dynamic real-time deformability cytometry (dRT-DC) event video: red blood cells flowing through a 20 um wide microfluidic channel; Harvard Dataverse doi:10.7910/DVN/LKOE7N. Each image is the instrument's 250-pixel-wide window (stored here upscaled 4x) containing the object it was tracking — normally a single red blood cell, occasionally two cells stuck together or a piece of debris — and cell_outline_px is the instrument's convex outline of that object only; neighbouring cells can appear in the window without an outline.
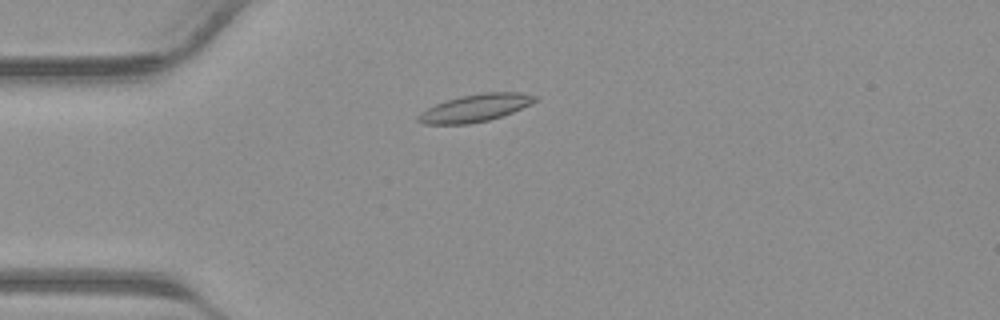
{"species": "common noctule bat (a hibernating species)", "species_latin": "Nyctalus noctula", "temperature_condition": "warm", "stored_images_in_passage": 34, "camera_frame_rate_fps": 3000, "um_per_image_px": 0.085, "animal": {"sex": "male", "body_mass_g": 23.1, "forearm_length_mm": 52.7}, "frame": {"image": 1, "passage_image": 3, "time_ms": 0.667, "image_size_px": [1000, 320], "cell_outline_px": [[540, 100], [532, 104], [512, 112], [488, 120], [468, 124], [424, 124], [416, 120], [416, 116], [428, 108], [444, 100], [460, 96], [484, 92], [520, 92], [540, 96]], "centroid_in_image_um": [40.44, 9.16], "position_along_channel_um": 44.6, "area_um2": 18.84}}
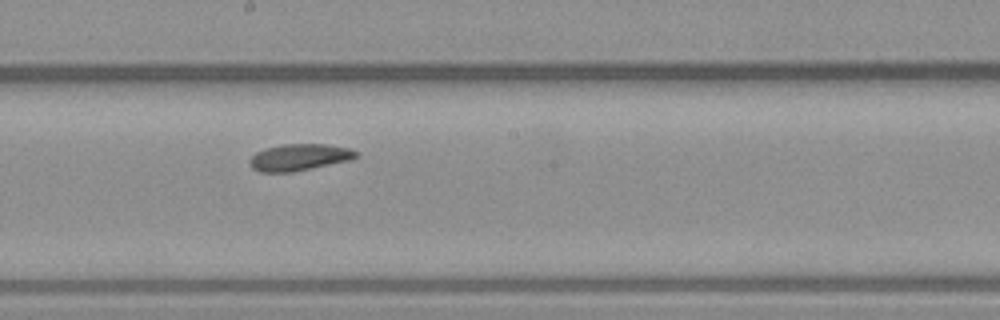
{"frame": {"image": 2, "passage_image": 15, "time_ms": 4.667, "image_size_px": [1000, 320], "cell_outline_px": [[360, 156], [352, 160], [292, 172], [260, 172], [252, 168], [248, 164], [248, 160], [256, 152], [264, 148], [284, 144], [324, 144], [348, 148], [360, 152]], "centroid_in_image_um": [25.45, 13.37], "position_along_channel_um": 222.8, "area_um2": 16.76}}
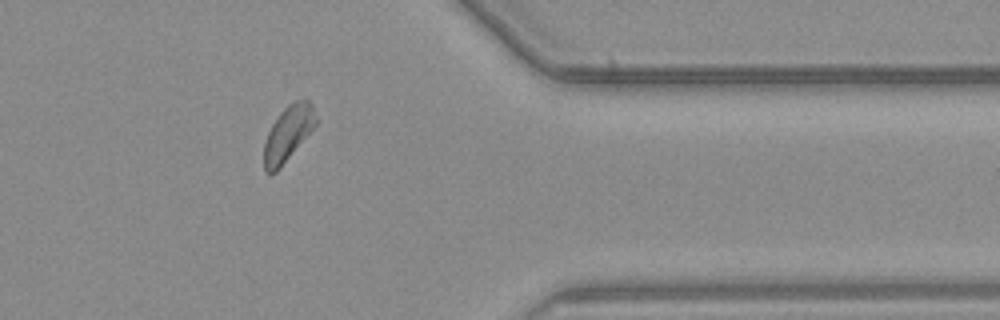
{"frame": {"image": 3, "passage_image": 26, "time_ms": 8.333, "image_size_px": [1000, 320], "cell_outline_px": [[316, 124], [280, 168], [276, 172], [264, 172], [264, 144], [268, 132], [272, 124], [280, 112], [288, 104], [304, 96], [312, 104], [316, 116]], "centroid_in_image_um": [24.48, 11.3], "position_along_channel_um": 386.9, "area_um2": 16.53}}